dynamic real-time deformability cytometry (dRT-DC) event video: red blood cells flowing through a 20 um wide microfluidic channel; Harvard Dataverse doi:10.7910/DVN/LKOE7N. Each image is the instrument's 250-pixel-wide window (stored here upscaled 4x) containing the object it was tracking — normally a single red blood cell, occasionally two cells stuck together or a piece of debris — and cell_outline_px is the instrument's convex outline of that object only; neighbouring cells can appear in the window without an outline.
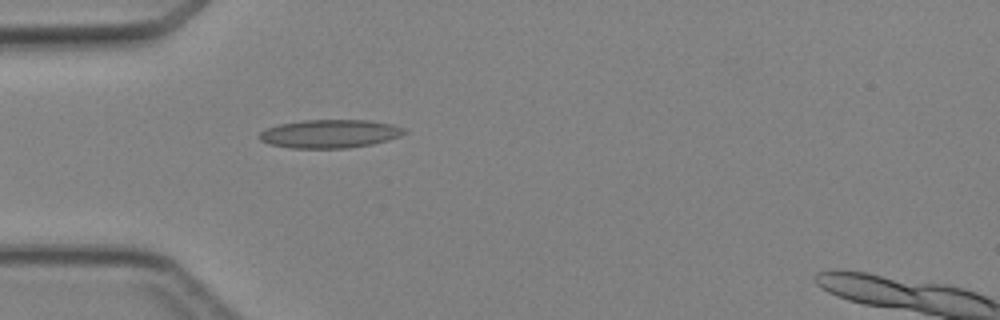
{"species": "Egyptian fruit bat (a non-hibernating species)", "species_latin": "Rousettus aegyptiacus", "temperature_condition": "cold", "stored_images_in_passage": 5, "camera_frame_rate_fps": 3000, "um_per_image_px": 0.085, "animal": {"sex": "female"}, "frame": {"image": 1, "passage_image": 4, "time_ms": 4.333, "image_size_px": [1000, 320], "cell_outline_px": [[408, 132], [400, 136], [388, 140], [372, 144], [348, 148], [292, 148], [268, 144], [260, 140], [260, 132], [264, 128], [280, 124], [304, 120], [368, 120], [392, 124], [404, 128]], "centroid_in_image_um": [28.04, 11.37], "position_along_channel_um": 57.0, "area_um2": 24.04}}